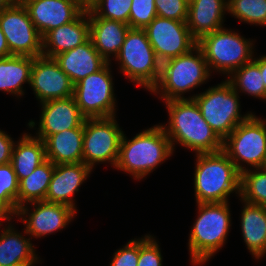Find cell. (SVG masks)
I'll return each mask as SVG.
<instances>
[{
	"label": "cell",
	"mask_w": 266,
	"mask_h": 266,
	"mask_svg": "<svg viewBox=\"0 0 266 266\" xmlns=\"http://www.w3.org/2000/svg\"><path fill=\"white\" fill-rule=\"evenodd\" d=\"M169 124L162 125L170 139L172 150L174 142L199 153H215L223 150V141L205 121L194 99H173L165 101Z\"/></svg>",
	"instance_id": "1"
},
{
	"label": "cell",
	"mask_w": 266,
	"mask_h": 266,
	"mask_svg": "<svg viewBox=\"0 0 266 266\" xmlns=\"http://www.w3.org/2000/svg\"><path fill=\"white\" fill-rule=\"evenodd\" d=\"M173 154L170 139L162 125H154L127 140L123 133L116 169L130 173L136 180L146 177Z\"/></svg>",
	"instance_id": "2"
},
{
	"label": "cell",
	"mask_w": 266,
	"mask_h": 266,
	"mask_svg": "<svg viewBox=\"0 0 266 266\" xmlns=\"http://www.w3.org/2000/svg\"><path fill=\"white\" fill-rule=\"evenodd\" d=\"M194 189L196 203L228 202L240 195L241 173L223 151L196 154Z\"/></svg>",
	"instance_id": "3"
},
{
	"label": "cell",
	"mask_w": 266,
	"mask_h": 266,
	"mask_svg": "<svg viewBox=\"0 0 266 266\" xmlns=\"http://www.w3.org/2000/svg\"><path fill=\"white\" fill-rule=\"evenodd\" d=\"M228 202L197 203L198 218L191 228L189 252L194 265H202L224 245L231 215Z\"/></svg>",
	"instance_id": "4"
},
{
	"label": "cell",
	"mask_w": 266,
	"mask_h": 266,
	"mask_svg": "<svg viewBox=\"0 0 266 266\" xmlns=\"http://www.w3.org/2000/svg\"><path fill=\"white\" fill-rule=\"evenodd\" d=\"M210 74L202 50L196 46L186 54L163 62L159 80L150 92L159 94L164 101L185 99L182 95L203 84Z\"/></svg>",
	"instance_id": "5"
},
{
	"label": "cell",
	"mask_w": 266,
	"mask_h": 266,
	"mask_svg": "<svg viewBox=\"0 0 266 266\" xmlns=\"http://www.w3.org/2000/svg\"><path fill=\"white\" fill-rule=\"evenodd\" d=\"M253 41L224 27L206 34L197 41L209 70L231 75L236 69L253 60Z\"/></svg>",
	"instance_id": "6"
},
{
	"label": "cell",
	"mask_w": 266,
	"mask_h": 266,
	"mask_svg": "<svg viewBox=\"0 0 266 266\" xmlns=\"http://www.w3.org/2000/svg\"><path fill=\"white\" fill-rule=\"evenodd\" d=\"M116 61L120 63V71L148 91L157 84L161 63L157 59L144 29L130 28Z\"/></svg>",
	"instance_id": "7"
},
{
	"label": "cell",
	"mask_w": 266,
	"mask_h": 266,
	"mask_svg": "<svg viewBox=\"0 0 266 266\" xmlns=\"http://www.w3.org/2000/svg\"><path fill=\"white\" fill-rule=\"evenodd\" d=\"M238 98V93L227 80L189 97L195 100L203 118L222 141L252 114L241 116Z\"/></svg>",
	"instance_id": "8"
},
{
	"label": "cell",
	"mask_w": 266,
	"mask_h": 266,
	"mask_svg": "<svg viewBox=\"0 0 266 266\" xmlns=\"http://www.w3.org/2000/svg\"><path fill=\"white\" fill-rule=\"evenodd\" d=\"M223 151L242 173L251 167L264 168L266 164V120L253 113L223 140Z\"/></svg>",
	"instance_id": "9"
},
{
	"label": "cell",
	"mask_w": 266,
	"mask_h": 266,
	"mask_svg": "<svg viewBox=\"0 0 266 266\" xmlns=\"http://www.w3.org/2000/svg\"><path fill=\"white\" fill-rule=\"evenodd\" d=\"M123 133L115 116L86 118L84 121L82 162L92 169L95 164L107 161L115 167Z\"/></svg>",
	"instance_id": "10"
},
{
	"label": "cell",
	"mask_w": 266,
	"mask_h": 266,
	"mask_svg": "<svg viewBox=\"0 0 266 266\" xmlns=\"http://www.w3.org/2000/svg\"><path fill=\"white\" fill-rule=\"evenodd\" d=\"M109 65L107 63L101 70L74 85L73 96L86 118H108L116 115V98Z\"/></svg>",
	"instance_id": "11"
},
{
	"label": "cell",
	"mask_w": 266,
	"mask_h": 266,
	"mask_svg": "<svg viewBox=\"0 0 266 266\" xmlns=\"http://www.w3.org/2000/svg\"><path fill=\"white\" fill-rule=\"evenodd\" d=\"M0 27L12 55L39 57L43 53V39L30 19L28 10L15 0L0 13Z\"/></svg>",
	"instance_id": "12"
},
{
	"label": "cell",
	"mask_w": 266,
	"mask_h": 266,
	"mask_svg": "<svg viewBox=\"0 0 266 266\" xmlns=\"http://www.w3.org/2000/svg\"><path fill=\"white\" fill-rule=\"evenodd\" d=\"M144 30L161 64L197 46V40L191 35L186 21L156 16Z\"/></svg>",
	"instance_id": "13"
},
{
	"label": "cell",
	"mask_w": 266,
	"mask_h": 266,
	"mask_svg": "<svg viewBox=\"0 0 266 266\" xmlns=\"http://www.w3.org/2000/svg\"><path fill=\"white\" fill-rule=\"evenodd\" d=\"M40 103L67 98L74 93V84L54 58L35 57L30 84Z\"/></svg>",
	"instance_id": "14"
},
{
	"label": "cell",
	"mask_w": 266,
	"mask_h": 266,
	"mask_svg": "<svg viewBox=\"0 0 266 266\" xmlns=\"http://www.w3.org/2000/svg\"><path fill=\"white\" fill-rule=\"evenodd\" d=\"M29 204L34 207L31 213L28 212V206L23 205L15 215L23 218L22 221L26 224L24 233L35 238H41L65 228L76 214L73 208L64 204L47 201L31 202Z\"/></svg>",
	"instance_id": "15"
},
{
	"label": "cell",
	"mask_w": 266,
	"mask_h": 266,
	"mask_svg": "<svg viewBox=\"0 0 266 266\" xmlns=\"http://www.w3.org/2000/svg\"><path fill=\"white\" fill-rule=\"evenodd\" d=\"M42 38L73 21L85 8L77 0H20Z\"/></svg>",
	"instance_id": "16"
},
{
	"label": "cell",
	"mask_w": 266,
	"mask_h": 266,
	"mask_svg": "<svg viewBox=\"0 0 266 266\" xmlns=\"http://www.w3.org/2000/svg\"><path fill=\"white\" fill-rule=\"evenodd\" d=\"M42 112L36 137L45 140L71 128H84L86 117L81 113L74 96L41 103Z\"/></svg>",
	"instance_id": "17"
},
{
	"label": "cell",
	"mask_w": 266,
	"mask_h": 266,
	"mask_svg": "<svg viewBox=\"0 0 266 266\" xmlns=\"http://www.w3.org/2000/svg\"><path fill=\"white\" fill-rule=\"evenodd\" d=\"M91 171L83 162L55 165L44 201L64 204L76 211L73 196Z\"/></svg>",
	"instance_id": "18"
},
{
	"label": "cell",
	"mask_w": 266,
	"mask_h": 266,
	"mask_svg": "<svg viewBox=\"0 0 266 266\" xmlns=\"http://www.w3.org/2000/svg\"><path fill=\"white\" fill-rule=\"evenodd\" d=\"M90 37L88 10L85 8L73 21L49 31L43 39L42 56L54 58L74 49Z\"/></svg>",
	"instance_id": "19"
},
{
	"label": "cell",
	"mask_w": 266,
	"mask_h": 266,
	"mask_svg": "<svg viewBox=\"0 0 266 266\" xmlns=\"http://www.w3.org/2000/svg\"><path fill=\"white\" fill-rule=\"evenodd\" d=\"M54 59L74 85L108 63L95 49L90 38L74 49L58 54Z\"/></svg>",
	"instance_id": "20"
},
{
	"label": "cell",
	"mask_w": 266,
	"mask_h": 266,
	"mask_svg": "<svg viewBox=\"0 0 266 266\" xmlns=\"http://www.w3.org/2000/svg\"><path fill=\"white\" fill-rule=\"evenodd\" d=\"M226 0H189L187 27L198 41L206 34L223 28Z\"/></svg>",
	"instance_id": "21"
},
{
	"label": "cell",
	"mask_w": 266,
	"mask_h": 266,
	"mask_svg": "<svg viewBox=\"0 0 266 266\" xmlns=\"http://www.w3.org/2000/svg\"><path fill=\"white\" fill-rule=\"evenodd\" d=\"M90 40L100 55L110 63L111 54L116 58L130 26L121 21L89 17Z\"/></svg>",
	"instance_id": "22"
},
{
	"label": "cell",
	"mask_w": 266,
	"mask_h": 266,
	"mask_svg": "<svg viewBox=\"0 0 266 266\" xmlns=\"http://www.w3.org/2000/svg\"><path fill=\"white\" fill-rule=\"evenodd\" d=\"M84 128H71L49 135L45 140L47 160L53 164L82 162Z\"/></svg>",
	"instance_id": "23"
},
{
	"label": "cell",
	"mask_w": 266,
	"mask_h": 266,
	"mask_svg": "<svg viewBox=\"0 0 266 266\" xmlns=\"http://www.w3.org/2000/svg\"><path fill=\"white\" fill-rule=\"evenodd\" d=\"M241 230L247 249L257 260L266 254V207L244 202Z\"/></svg>",
	"instance_id": "24"
},
{
	"label": "cell",
	"mask_w": 266,
	"mask_h": 266,
	"mask_svg": "<svg viewBox=\"0 0 266 266\" xmlns=\"http://www.w3.org/2000/svg\"><path fill=\"white\" fill-rule=\"evenodd\" d=\"M30 239L16 232L11 224L1 229L0 266H34L39 262Z\"/></svg>",
	"instance_id": "25"
},
{
	"label": "cell",
	"mask_w": 266,
	"mask_h": 266,
	"mask_svg": "<svg viewBox=\"0 0 266 266\" xmlns=\"http://www.w3.org/2000/svg\"><path fill=\"white\" fill-rule=\"evenodd\" d=\"M17 143H14L12 149L11 164L18 182H20L45 162L47 158L44 141L38 137L25 133Z\"/></svg>",
	"instance_id": "26"
},
{
	"label": "cell",
	"mask_w": 266,
	"mask_h": 266,
	"mask_svg": "<svg viewBox=\"0 0 266 266\" xmlns=\"http://www.w3.org/2000/svg\"><path fill=\"white\" fill-rule=\"evenodd\" d=\"M34 57L11 55L0 57V90L24 95L23 84H30L31 67Z\"/></svg>",
	"instance_id": "27"
},
{
	"label": "cell",
	"mask_w": 266,
	"mask_h": 266,
	"mask_svg": "<svg viewBox=\"0 0 266 266\" xmlns=\"http://www.w3.org/2000/svg\"><path fill=\"white\" fill-rule=\"evenodd\" d=\"M55 164L46 160L39 165L28 177L19 182L17 207L20 208L26 203L44 201L47 195L51 176Z\"/></svg>",
	"instance_id": "28"
},
{
	"label": "cell",
	"mask_w": 266,
	"mask_h": 266,
	"mask_svg": "<svg viewBox=\"0 0 266 266\" xmlns=\"http://www.w3.org/2000/svg\"><path fill=\"white\" fill-rule=\"evenodd\" d=\"M227 81L233 89L266 100V90L259 66L252 60L236 69ZM239 89V90H238Z\"/></svg>",
	"instance_id": "29"
},
{
	"label": "cell",
	"mask_w": 266,
	"mask_h": 266,
	"mask_svg": "<svg viewBox=\"0 0 266 266\" xmlns=\"http://www.w3.org/2000/svg\"><path fill=\"white\" fill-rule=\"evenodd\" d=\"M256 170L247 169L241 173L239 196L242 202L266 207V169Z\"/></svg>",
	"instance_id": "30"
},
{
	"label": "cell",
	"mask_w": 266,
	"mask_h": 266,
	"mask_svg": "<svg viewBox=\"0 0 266 266\" xmlns=\"http://www.w3.org/2000/svg\"><path fill=\"white\" fill-rule=\"evenodd\" d=\"M19 182L11 162L0 165V207L10 216L18 212Z\"/></svg>",
	"instance_id": "31"
},
{
	"label": "cell",
	"mask_w": 266,
	"mask_h": 266,
	"mask_svg": "<svg viewBox=\"0 0 266 266\" xmlns=\"http://www.w3.org/2000/svg\"><path fill=\"white\" fill-rule=\"evenodd\" d=\"M227 1V12L241 22L266 26V0Z\"/></svg>",
	"instance_id": "32"
},
{
	"label": "cell",
	"mask_w": 266,
	"mask_h": 266,
	"mask_svg": "<svg viewBox=\"0 0 266 266\" xmlns=\"http://www.w3.org/2000/svg\"><path fill=\"white\" fill-rule=\"evenodd\" d=\"M132 0H95L88 8L89 17L121 21L129 25Z\"/></svg>",
	"instance_id": "33"
},
{
	"label": "cell",
	"mask_w": 266,
	"mask_h": 266,
	"mask_svg": "<svg viewBox=\"0 0 266 266\" xmlns=\"http://www.w3.org/2000/svg\"><path fill=\"white\" fill-rule=\"evenodd\" d=\"M157 16L154 0H132L129 26L133 29H144Z\"/></svg>",
	"instance_id": "34"
},
{
	"label": "cell",
	"mask_w": 266,
	"mask_h": 266,
	"mask_svg": "<svg viewBox=\"0 0 266 266\" xmlns=\"http://www.w3.org/2000/svg\"><path fill=\"white\" fill-rule=\"evenodd\" d=\"M137 266H162L160 246L151 235H145L144 238L139 239Z\"/></svg>",
	"instance_id": "35"
},
{
	"label": "cell",
	"mask_w": 266,
	"mask_h": 266,
	"mask_svg": "<svg viewBox=\"0 0 266 266\" xmlns=\"http://www.w3.org/2000/svg\"><path fill=\"white\" fill-rule=\"evenodd\" d=\"M157 16L187 21L189 0H154Z\"/></svg>",
	"instance_id": "36"
},
{
	"label": "cell",
	"mask_w": 266,
	"mask_h": 266,
	"mask_svg": "<svg viewBox=\"0 0 266 266\" xmlns=\"http://www.w3.org/2000/svg\"><path fill=\"white\" fill-rule=\"evenodd\" d=\"M138 258L139 239H133L114 253L110 266H137Z\"/></svg>",
	"instance_id": "37"
},
{
	"label": "cell",
	"mask_w": 266,
	"mask_h": 266,
	"mask_svg": "<svg viewBox=\"0 0 266 266\" xmlns=\"http://www.w3.org/2000/svg\"><path fill=\"white\" fill-rule=\"evenodd\" d=\"M14 143L8 134L0 130V165L11 162Z\"/></svg>",
	"instance_id": "38"
},
{
	"label": "cell",
	"mask_w": 266,
	"mask_h": 266,
	"mask_svg": "<svg viewBox=\"0 0 266 266\" xmlns=\"http://www.w3.org/2000/svg\"><path fill=\"white\" fill-rule=\"evenodd\" d=\"M11 55L7 40L0 27V57H9Z\"/></svg>",
	"instance_id": "39"
},
{
	"label": "cell",
	"mask_w": 266,
	"mask_h": 266,
	"mask_svg": "<svg viewBox=\"0 0 266 266\" xmlns=\"http://www.w3.org/2000/svg\"><path fill=\"white\" fill-rule=\"evenodd\" d=\"M253 61L259 66L263 83L265 85L266 90V56H260V58H253Z\"/></svg>",
	"instance_id": "40"
},
{
	"label": "cell",
	"mask_w": 266,
	"mask_h": 266,
	"mask_svg": "<svg viewBox=\"0 0 266 266\" xmlns=\"http://www.w3.org/2000/svg\"><path fill=\"white\" fill-rule=\"evenodd\" d=\"M15 0H0V13L8 8Z\"/></svg>",
	"instance_id": "41"
},
{
	"label": "cell",
	"mask_w": 266,
	"mask_h": 266,
	"mask_svg": "<svg viewBox=\"0 0 266 266\" xmlns=\"http://www.w3.org/2000/svg\"><path fill=\"white\" fill-rule=\"evenodd\" d=\"M12 217H10L5 211H0V226L2 225L3 221H11Z\"/></svg>",
	"instance_id": "42"
},
{
	"label": "cell",
	"mask_w": 266,
	"mask_h": 266,
	"mask_svg": "<svg viewBox=\"0 0 266 266\" xmlns=\"http://www.w3.org/2000/svg\"><path fill=\"white\" fill-rule=\"evenodd\" d=\"M84 8H88L95 0H77Z\"/></svg>",
	"instance_id": "43"
}]
</instances>
